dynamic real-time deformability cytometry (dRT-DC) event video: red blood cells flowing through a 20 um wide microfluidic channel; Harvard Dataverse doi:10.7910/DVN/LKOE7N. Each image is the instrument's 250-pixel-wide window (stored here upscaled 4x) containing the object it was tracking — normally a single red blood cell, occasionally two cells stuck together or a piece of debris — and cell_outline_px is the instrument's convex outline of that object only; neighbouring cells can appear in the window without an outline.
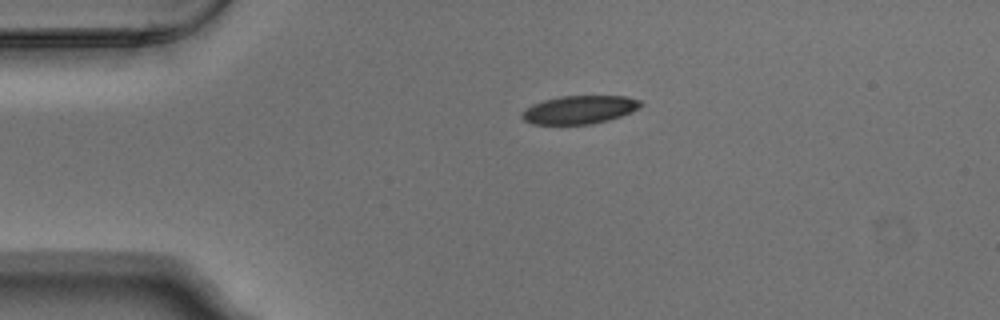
{"species": "Egyptian fruit bat (a non-hibernating species)", "species_latin": "Rousettus aegyptiacus", "temperature_condition": "warm", "stored_images_in_passage": 2, "camera_frame_rate_fps": 3000, "um_per_image_px": 0.085, "animal": {"sex": "male"}, "frame": {"image": 1, "passage_image": 1, "time_ms": 0.0, "image_size_px": [1000, 320], "cell_outline_px": [[644, 104], [640, 108], [632, 112], [608, 120], [592, 124], [532, 124], [524, 120], [520, 116], [520, 112], [524, 108], [532, 104], [544, 100], [560, 96], [628, 96], [640, 100]], "centroid_in_image_um": [49.25, 9.32], "position_along_channel_um": 35.8, "area_um2": 19.77}}